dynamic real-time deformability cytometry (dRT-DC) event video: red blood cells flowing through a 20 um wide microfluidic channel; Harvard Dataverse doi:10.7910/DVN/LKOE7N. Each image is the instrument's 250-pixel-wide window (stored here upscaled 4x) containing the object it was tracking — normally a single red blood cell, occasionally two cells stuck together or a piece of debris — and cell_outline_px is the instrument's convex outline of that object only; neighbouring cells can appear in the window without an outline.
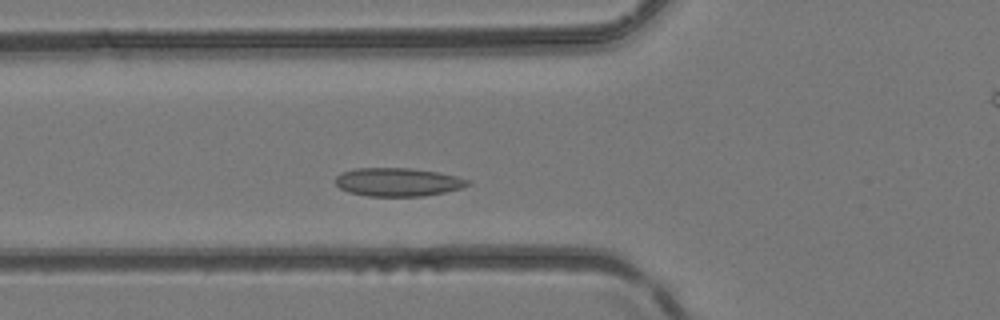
{"species": "common noctule bat (a hibernating species)", "species_latin": "Nyctalus noctula", "temperature_condition": "room temperature", "stored_images_in_passage": 36, "camera_frame_rate_fps": 3000, "um_per_image_px": 0.085, "animal": {"sex": "female", "body_mass_g": 24.6, "forearm_length_mm": 56.2}, "frame": {"image": 1, "passage_image": 11, "time_ms": 3.333, "image_size_px": [1000, 320], "cell_outline_px": [[472, 184], [460, 188], [444, 192], [424, 196], [368, 196], [348, 192], [340, 188], [336, 184], [336, 176], [340, 172], [356, 168], [408, 168], [440, 172], [472, 180]], "centroid_in_image_um": [33.83, 15.47], "position_along_channel_um": 92.0, "area_um2": 22.02}}
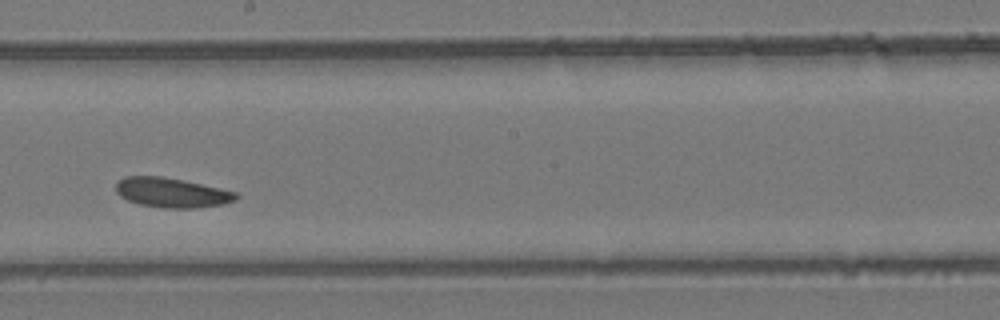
{"frame": {"image": 2, "passage_image": 20, "time_ms": 6.333, "image_size_px": [1000, 320], "cell_outline_px": [[240, 196], [236, 200], [224, 204], [196, 208], [160, 208], [140, 204], [128, 200], [120, 196], [116, 192], [116, 180], [124, 176], [160, 176], [220, 188], [236, 192]], "centroid_in_image_um": [14.58, 16.38], "position_along_channel_um": 233.6, "area_um2": 20.81}}
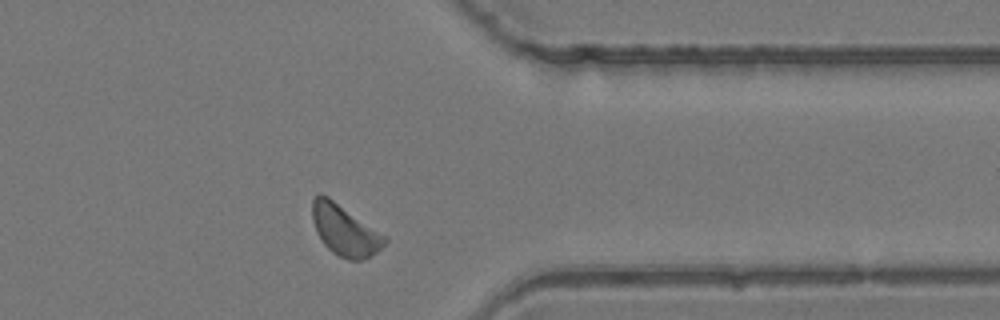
{"frame": {"image": 3, "passage_image": 30, "time_ms": 9.667, "image_size_px": [1000, 320], "cell_outline_px": [[388, 240], [376, 252], [360, 260], [348, 260], [332, 252], [324, 244], [316, 232], [312, 220], [312, 200], [316, 192], [320, 192], [328, 196], [388, 236]], "centroid_in_image_um": [29.29, 19.53], "position_along_channel_um": 382.1, "area_um2": 21.62}}